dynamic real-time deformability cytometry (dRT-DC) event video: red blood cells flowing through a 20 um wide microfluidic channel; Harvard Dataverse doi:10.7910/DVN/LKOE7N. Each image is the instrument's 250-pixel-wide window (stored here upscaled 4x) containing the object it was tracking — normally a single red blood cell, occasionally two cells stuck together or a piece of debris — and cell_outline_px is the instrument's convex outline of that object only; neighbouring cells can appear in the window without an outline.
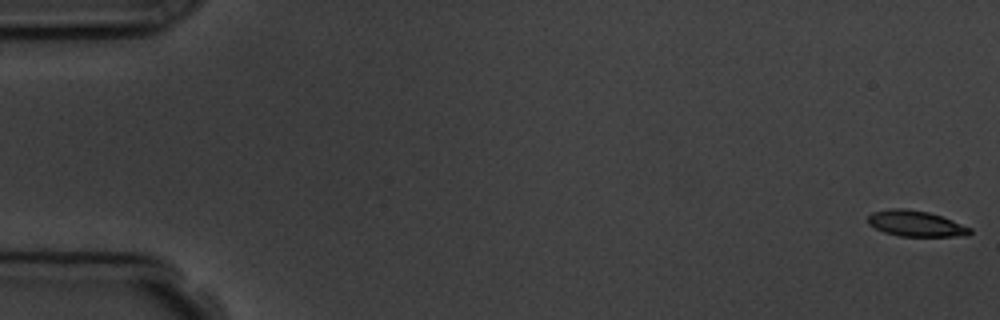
{"species": "common noctule bat (a hibernating species)", "species_latin": "Nyctalus noctula", "temperature_condition": "room temperature", "stored_images_in_passage": 9, "camera_frame_rate_fps": 3000, "um_per_image_px": 0.085, "animal": {"sex": "male", "body_mass_g": 19.5, "forearm_length_mm": 54.6}, "frame": {"image": 1, "passage_image": 1, "time_ms": 0.0, "image_size_px": [1000, 320], "cell_outline_px": [[972, 232], [968, 236], [900, 236], [884, 232], [868, 224], [868, 216], [872, 212], [892, 208], [904, 208], [928, 212], [952, 220], [972, 228]], "centroid_in_image_um": [77.85, 19.0], "position_along_channel_um": 7.1, "area_um2": 15.32}}
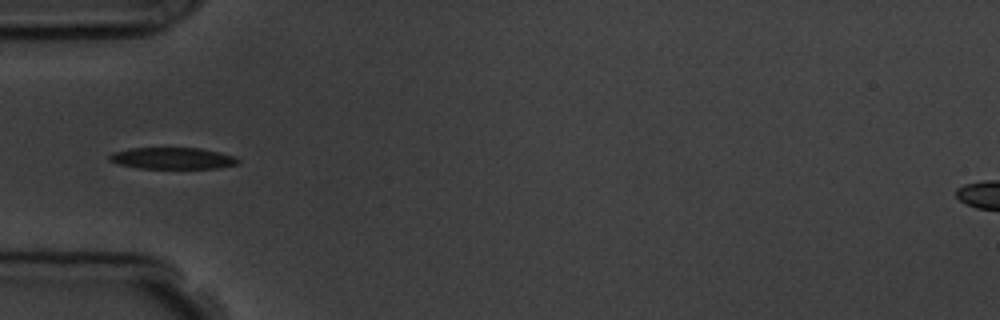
{"frame": {"image": 2, "passage_image": 6, "time_ms": 5.667, "image_size_px": [1000, 320], "cell_outline_px": [[240, 164], [220, 168], [140, 168], [120, 164], [108, 160], [108, 156], [112, 152], [128, 148], [200, 148], [220, 152], [236, 156], [240, 160]], "centroid_in_image_um": [14.71, 13.45], "position_along_channel_um": 70.3, "area_um2": 16.3}}